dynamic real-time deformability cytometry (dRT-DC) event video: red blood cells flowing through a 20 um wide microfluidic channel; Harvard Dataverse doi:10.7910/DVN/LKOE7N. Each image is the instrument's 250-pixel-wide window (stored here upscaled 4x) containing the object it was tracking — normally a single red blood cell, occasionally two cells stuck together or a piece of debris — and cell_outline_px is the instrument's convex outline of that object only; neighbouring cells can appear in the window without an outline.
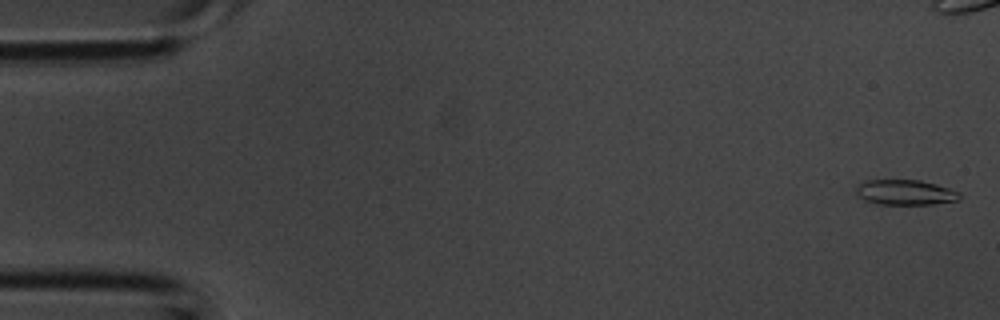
{"species": "common noctule bat (a hibernating species)", "species_latin": "Nyctalus noctula", "temperature_condition": "room temperature", "stored_images_in_passage": 5, "camera_frame_rate_fps": 3000, "um_per_image_px": 0.085, "animal": {"sex": "male", "body_mass_g": 20.1, "forearm_length_mm": 53.5}, "frame": {"image": 1, "passage_image": 1, "time_ms": 0.0, "image_size_px": [1000, 320], "cell_outline_px": [[960, 200], [932, 204], [880, 204], [864, 200], [856, 192], [856, 188], [860, 184], [868, 180], [920, 180], [936, 184], [960, 192]], "centroid_in_image_um": [76.98, 16.35], "position_along_channel_um": 8.0, "area_um2": 15.03}}